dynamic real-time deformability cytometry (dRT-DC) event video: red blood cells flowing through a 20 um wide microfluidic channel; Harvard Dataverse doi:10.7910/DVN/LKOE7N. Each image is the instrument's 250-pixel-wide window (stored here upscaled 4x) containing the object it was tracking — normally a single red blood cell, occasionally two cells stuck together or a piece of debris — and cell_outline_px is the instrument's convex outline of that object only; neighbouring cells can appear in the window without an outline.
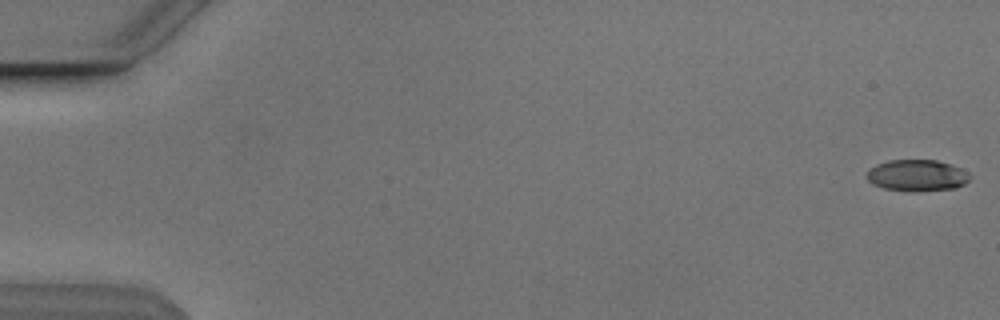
{"species": "Egyptian fruit bat (a non-hibernating species)", "species_latin": "Rousettus aegyptiacus", "temperature_condition": "cold", "stored_images_in_passage": 54, "camera_frame_rate_fps": 3000, "um_per_image_px": 0.085, "animal": {"sex": "male"}, "frame": {"image": 1, "passage_image": 1, "time_ms": 0.0, "image_size_px": [1000, 320], "cell_outline_px": [[968, 180], [964, 184], [956, 188], [916, 192], [912, 192], [884, 188], [872, 184], [864, 176], [868, 168], [876, 164], [888, 160], [936, 160], [952, 164], [968, 172]], "centroid_in_image_um": [77.89, 14.91], "position_along_channel_um": 7.1, "area_um2": 19.19}}
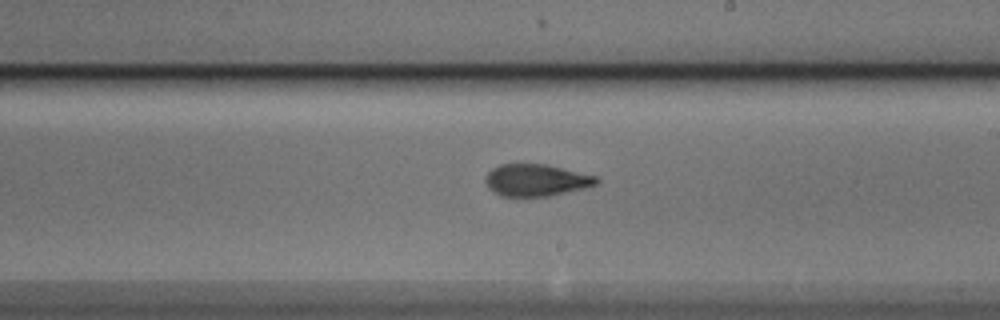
{"frame": {"image": 2, "passage_image": 32, "time_ms": 10.333, "image_size_px": [1000, 320], "cell_outline_px": [[600, 180], [596, 184], [584, 188], [548, 196], [500, 196], [488, 188], [484, 180], [484, 176], [492, 168], [500, 164], [548, 164], [596, 176]], "centroid_in_image_um": [45.54, 15.3], "position_along_channel_um": 243.5, "area_um2": 20.75}}
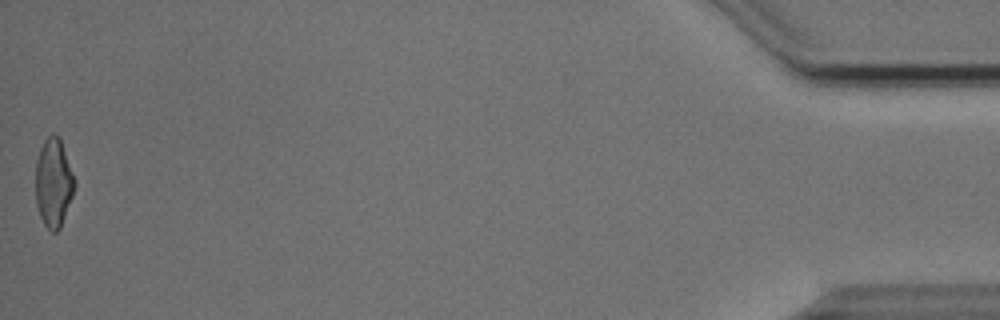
{"frame": {"image": 3, "passage_image": 54, "time_ms": 17.667, "image_size_px": [1000, 320], "cell_outline_px": [[76, 184], [72, 196], [60, 228], [56, 232], [52, 232], [44, 224], [40, 216], [36, 204], [36, 160], [40, 148], [44, 140], [52, 132], [60, 140], [76, 180]], "centroid_in_image_um": [4.55, 15.54], "position_along_channel_um": 430.7, "area_um2": 20.0}, "authors_computed_cell_mechanics": {"area_um2": 20.3167, "velocity_mm_per_s": 3.8491, "shape_relaxation_time_tau1_ms": 3.0376, "shape_relaxation_time_tau2_ms": 2.0772, "deformation_change_tau1": 0.1764, "deformation_change_tau2": 0.1046}}